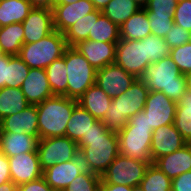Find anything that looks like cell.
<instances>
[{
    "label": "cell",
    "mask_w": 191,
    "mask_h": 191,
    "mask_svg": "<svg viewBox=\"0 0 191 191\" xmlns=\"http://www.w3.org/2000/svg\"><path fill=\"white\" fill-rule=\"evenodd\" d=\"M77 144L85 170L99 176L119 155L118 134L108 130L102 120H96Z\"/></svg>",
    "instance_id": "obj_1"
},
{
    "label": "cell",
    "mask_w": 191,
    "mask_h": 191,
    "mask_svg": "<svg viewBox=\"0 0 191 191\" xmlns=\"http://www.w3.org/2000/svg\"><path fill=\"white\" fill-rule=\"evenodd\" d=\"M148 93L145 82L137 78L125 93L113 97L102 123L108 130L118 133L133 115L143 111Z\"/></svg>",
    "instance_id": "obj_2"
},
{
    "label": "cell",
    "mask_w": 191,
    "mask_h": 191,
    "mask_svg": "<svg viewBox=\"0 0 191 191\" xmlns=\"http://www.w3.org/2000/svg\"><path fill=\"white\" fill-rule=\"evenodd\" d=\"M149 91L163 92L168 98L178 103L187 92L185 75L181 74L170 56L156 63H150L142 75Z\"/></svg>",
    "instance_id": "obj_3"
},
{
    "label": "cell",
    "mask_w": 191,
    "mask_h": 191,
    "mask_svg": "<svg viewBox=\"0 0 191 191\" xmlns=\"http://www.w3.org/2000/svg\"><path fill=\"white\" fill-rule=\"evenodd\" d=\"M78 101L54 95L36 104L39 138L65 136L66 126Z\"/></svg>",
    "instance_id": "obj_4"
},
{
    "label": "cell",
    "mask_w": 191,
    "mask_h": 191,
    "mask_svg": "<svg viewBox=\"0 0 191 191\" xmlns=\"http://www.w3.org/2000/svg\"><path fill=\"white\" fill-rule=\"evenodd\" d=\"M152 132L144 111L133 115L128 120V124L117 133L119 154L144 162H152L150 149Z\"/></svg>",
    "instance_id": "obj_5"
},
{
    "label": "cell",
    "mask_w": 191,
    "mask_h": 191,
    "mask_svg": "<svg viewBox=\"0 0 191 191\" xmlns=\"http://www.w3.org/2000/svg\"><path fill=\"white\" fill-rule=\"evenodd\" d=\"M67 47L64 34L54 30L38 42L23 44L18 56L29 68L45 69L61 58Z\"/></svg>",
    "instance_id": "obj_6"
},
{
    "label": "cell",
    "mask_w": 191,
    "mask_h": 191,
    "mask_svg": "<svg viewBox=\"0 0 191 191\" xmlns=\"http://www.w3.org/2000/svg\"><path fill=\"white\" fill-rule=\"evenodd\" d=\"M68 78V98L78 100L92 85L96 84V69L75 47L65 49Z\"/></svg>",
    "instance_id": "obj_7"
},
{
    "label": "cell",
    "mask_w": 191,
    "mask_h": 191,
    "mask_svg": "<svg viewBox=\"0 0 191 191\" xmlns=\"http://www.w3.org/2000/svg\"><path fill=\"white\" fill-rule=\"evenodd\" d=\"M151 163L119 154L101 175V180L108 184L139 186Z\"/></svg>",
    "instance_id": "obj_8"
},
{
    "label": "cell",
    "mask_w": 191,
    "mask_h": 191,
    "mask_svg": "<svg viewBox=\"0 0 191 191\" xmlns=\"http://www.w3.org/2000/svg\"><path fill=\"white\" fill-rule=\"evenodd\" d=\"M37 153L43 172L57 163L72 161L79 156V148L69 137L59 136L39 139Z\"/></svg>",
    "instance_id": "obj_9"
},
{
    "label": "cell",
    "mask_w": 191,
    "mask_h": 191,
    "mask_svg": "<svg viewBox=\"0 0 191 191\" xmlns=\"http://www.w3.org/2000/svg\"><path fill=\"white\" fill-rule=\"evenodd\" d=\"M115 63L129 74L141 78L150 64L143 40L120 39L116 44Z\"/></svg>",
    "instance_id": "obj_10"
},
{
    "label": "cell",
    "mask_w": 191,
    "mask_h": 191,
    "mask_svg": "<svg viewBox=\"0 0 191 191\" xmlns=\"http://www.w3.org/2000/svg\"><path fill=\"white\" fill-rule=\"evenodd\" d=\"M177 103L163 92L149 91L143 111L152 130L160 126L174 124Z\"/></svg>",
    "instance_id": "obj_11"
},
{
    "label": "cell",
    "mask_w": 191,
    "mask_h": 191,
    "mask_svg": "<svg viewBox=\"0 0 191 191\" xmlns=\"http://www.w3.org/2000/svg\"><path fill=\"white\" fill-rule=\"evenodd\" d=\"M136 79L116 63L96 71V85L112 98L125 93Z\"/></svg>",
    "instance_id": "obj_12"
},
{
    "label": "cell",
    "mask_w": 191,
    "mask_h": 191,
    "mask_svg": "<svg viewBox=\"0 0 191 191\" xmlns=\"http://www.w3.org/2000/svg\"><path fill=\"white\" fill-rule=\"evenodd\" d=\"M11 180L17 185L25 184L42 177L37 152L20 153L8 157Z\"/></svg>",
    "instance_id": "obj_13"
},
{
    "label": "cell",
    "mask_w": 191,
    "mask_h": 191,
    "mask_svg": "<svg viewBox=\"0 0 191 191\" xmlns=\"http://www.w3.org/2000/svg\"><path fill=\"white\" fill-rule=\"evenodd\" d=\"M151 139L150 149L152 162L157 158L177 151L187 144L174 124L160 126L153 130Z\"/></svg>",
    "instance_id": "obj_14"
},
{
    "label": "cell",
    "mask_w": 191,
    "mask_h": 191,
    "mask_svg": "<svg viewBox=\"0 0 191 191\" xmlns=\"http://www.w3.org/2000/svg\"><path fill=\"white\" fill-rule=\"evenodd\" d=\"M27 133L39 140L38 114L36 105H28L24 110L11 114L0 121V133Z\"/></svg>",
    "instance_id": "obj_15"
},
{
    "label": "cell",
    "mask_w": 191,
    "mask_h": 191,
    "mask_svg": "<svg viewBox=\"0 0 191 191\" xmlns=\"http://www.w3.org/2000/svg\"><path fill=\"white\" fill-rule=\"evenodd\" d=\"M22 24L24 29V44L38 42L55 30L53 13L49 9L33 8Z\"/></svg>",
    "instance_id": "obj_16"
},
{
    "label": "cell",
    "mask_w": 191,
    "mask_h": 191,
    "mask_svg": "<svg viewBox=\"0 0 191 191\" xmlns=\"http://www.w3.org/2000/svg\"><path fill=\"white\" fill-rule=\"evenodd\" d=\"M85 171L83 160L80 156L72 161L55 164L43 171L42 177L54 191H63L70 182Z\"/></svg>",
    "instance_id": "obj_17"
},
{
    "label": "cell",
    "mask_w": 191,
    "mask_h": 191,
    "mask_svg": "<svg viewBox=\"0 0 191 191\" xmlns=\"http://www.w3.org/2000/svg\"><path fill=\"white\" fill-rule=\"evenodd\" d=\"M95 10L96 8L90 0H80L73 4L56 5L52 10L54 29L60 33H64L78 20Z\"/></svg>",
    "instance_id": "obj_18"
},
{
    "label": "cell",
    "mask_w": 191,
    "mask_h": 191,
    "mask_svg": "<svg viewBox=\"0 0 191 191\" xmlns=\"http://www.w3.org/2000/svg\"><path fill=\"white\" fill-rule=\"evenodd\" d=\"M20 89L30 105L42 103L53 95L45 69L30 68Z\"/></svg>",
    "instance_id": "obj_19"
},
{
    "label": "cell",
    "mask_w": 191,
    "mask_h": 191,
    "mask_svg": "<svg viewBox=\"0 0 191 191\" xmlns=\"http://www.w3.org/2000/svg\"><path fill=\"white\" fill-rule=\"evenodd\" d=\"M116 44L95 42L87 39L79 42L74 47L97 70L108 64L115 63Z\"/></svg>",
    "instance_id": "obj_20"
},
{
    "label": "cell",
    "mask_w": 191,
    "mask_h": 191,
    "mask_svg": "<svg viewBox=\"0 0 191 191\" xmlns=\"http://www.w3.org/2000/svg\"><path fill=\"white\" fill-rule=\"evenodd\" d=\"M170 179H174L191 170V143H187L177 151L157 158L154 162Z\"/></svg>",
    "instance_id": "obj_21"
},
{
    "label": "cell",
    "mask_w": 191,
    "mask_h": 191,
    "mask_svg": "<svg viewBox=\"0 0 191 191\" xmlns=\"http://www.w3.org/2000/svg\"><path fill=\"white\" fill-rule=\"evenodd\" d=\"M38 140L27 133H0V151L7 157L37 152Z\"/></svg>",
    "instance_id": "obj_22"
},
{
    "label": "cell",
    "mask_w": 191,
    "mask_h": 191,
    "mask_svg": "<svg viewBox=\"0 0 191 191\" xmlns=\"http://www.w3.org/2000/svg\"><path fill=\"white\" fill-rule=\"evenodd\" d=\"M112 99L99 86L94 84L77 101L96 120H102Z\"/></svg>",
    "instance_id": "obj_23"
},
{
    "label": "cell",
    "mask_w": 191,
    "mask_h": 191,
    "mask_svg": "<svg viewBox=\"0 0 191 191\" xmlns=\"http://www.w3.org/2000/svg\"><path fill=\"white\" fill-rule=\"evenodd\" d=\"M95 42L118 43L120 40V27L110 21L100 10L93 11L92 37Z\"/></svg>",
    "instance_id": "obj_24"
},
{
    "label": "cell",
    "mask_w": 191,
    "mask_h": 191,
    "mask_svg": "<svg viewBox=\"0 0 191 191\" xmlns=\"http://www.w3.org/2000/svg\"><path fill=\"white\" fill-rule=\"evenodd\" d=\"M151 35L146 10L140 9L120 26V39L141 40Z\"/></svg>",
    "instance_id": "obj_25"
},
{
    "label": "cell",
    "mask_w": 191,
    "mask_h": 191,
    "mask_svg": "<svg viewBox=\"0 0 191 191\" xmlns=\"http://www.w3.org/2000/svg\"><path fill=\"white\" fill-rule=\"evenodd\" d=\"M32 9L28 0H1L0 27L22 23Z\"/></svg>",
    "instance_id": "obj_26"
},
{
    "label": "cell",
    "mask_w": 191,
    "mask_h": 191,
    "mask_svg": "<svg viewBox=\"0 0 191 191\" xmlns=\"http://www.w3.org/2000/svg\"><path fill=\"white\" fill-rule=\"evenodd\" d=\"M96 119L79 104L73 109L70 120L66 126L65 136L78 142L90 130Z\"/></svg>",
    "instance_id": "obj_27"
},
{
    "label": "cell",
    "mask_w": 191,
    "mask_h": 191,
    "mask_svg": "<svg viewBox=\"0 0 191 191\" xmlns=\"http://www.w3.org/2000/svg\"><path fill=\"white\" fill-rule=\"evenodd\" d=\"M29 103L20 88L3 87L0 89V121L24 110Z\"/></svg>",
    "instance_id": "obj_28"
},
{
    "label": "cell",
    "mask_w": 191,
    "mask_h": 191,
    "mask_svg": "<svg viewBox=\"0 0 191 191\" xmlns=\"http://www.w3.org/2000/svg\"><path fill=\"white\" fill-rule=\"evenodd\" d=\"M48 82L53 95L68 97L67 67L65 64V51L61 58L54 60L45 68Z\"/></svg>",
    "instance_id": "obj_29"
},
{
    "label": "cell",
    "mask_w": 191,
    "mask_h": 191,
    "mask_svg": "<svg viewBox=\"0 0 191 191\" xmlns=\"http://www.w3.org/2000/svg\"><path fill=\"white\" fill-rule=\"evenodd\" d=\"M24 44L22 23H13L0 27V48L5 54L18 55Z\"/></svg>",
    "instance_id": "obj_30"
},
{
    "label": "cell",
    "mask_w": 191,
    "mask_h": 191,
    "mask_svg": "<svg viewBox=\"0 0 191 191\" xmlns=\"http://www.w3.org/2000/svg\"><path fill=\"white\" fill-rule=\"evenodd\" d=\"M140 10L134 0H111L102 13L119 27Z\"/></svg>",
    "instance_id": "obj_31"
},
{
    "label": "cell",
    "mask_w": 191,
    "mask_h": 191,
    "mask_svg": "<svg viewBox=\"0 0 191 191\" xmlns=\"http://www.w3.org/2000/svg\"><path fill=\"white\" fill-rule=\"evenodd\" d=\"M174 126L187 143L191 142V92L186 94L177 103Z\"/></svg>",
    "instance_id": "obj_32"
},
{
    "label": "cell",
    "mask_w": 191,
    "mask_h": 191,
    "mask_svg": "<svg viewBox=\"0 0 191 191\" xmlns=\"http://www.w3.org/2000/svg\"><path fill=\"white\" fill-rule=\"evenodd\" d=\"M172 179H170L156 165L151 163L140 186L144 191H171Z\"/></svg>",
    "instance_id": "obj_33"
},
{
    "label": "cell",
    "mask_w": 191,
    "mask_h": 191,
    "mask_svg": "<svg viewBox=\"0 0 191 191\" xmlns=\"http://www.w3.org/2000/svg\"><path fill=\"white\" fill-rule=\"evenodd\" d=\"M92 26L93 12L78 20L63 33L67 46L74 47L79 42L86 41L89 37H92Z\"/></svg>",
    "instance_id": "obj_34"
},
{
    "label": "cell",
    "mask_w": 191,
    "mask_h": 191,
    "mask_svg": "<svg viewBox=\"0 0 191 191\" xmlns=\"http://www.w3.org/2000/svg\"><path fill=\"white\" fill-rule=\"evenodd\" d=\"M30 68L21 60L18 55H10L7 67V87L20 88Z\"/></svg>",
    "instance_id": "obj_35"
},
{
    "label": "cell",
    "mask_w": 191,
    "mask_h": 191,
    "mask_svg": "<svg viewBox=\"0 0 191 191\" xmlns=\"http://www.w3.org/2000/svg\"><path fill=\"white\" fill-rule=\"evenodd\" d=\"M142 40L145 43L146 58L150 63H156L162 58H166L170 55V47L165 42L164 38L151 34Z\"/></svg>",
    "instance_id": "obj_36"
},
{
    "label": "cell",
    "mask_w": 191,
    "mask_h": 191,
    "mask_svg": "<svg viewBox=\"0 0 191 191\" xmlns=\"http://www.w3.org/2000/svg\"><path fill=\"white\" fill-rule=\"evenodd\" d=\"M101 176L85 170L78 175L63 191H100Z\"/></svg>",
    "instance_id": "obj_37"
},
{
    "label": "cell",
    "mask_w": 191,
    "mask_h": 191,
    "mask_svg": "<svg viewBox=\"0 0 191 191\" xmlns=\"http://www.w3.org/2000/svg\"><path fill=\"white\" fill-rule=\"evenodd\" d=\"M146 14L151 27V34L164 38L174 24L173 15L153 13L150 10H146Z\"/></svg>",
    "instance_id": "obj_38"
},
{
    "label": "cell",
    "mask_w": 191,
    "mask_h": 191,
    "mask_svg": "<svg viewBox=\"0 0 191 191\" xmlns=\"http://www.w3.org/2000/svg\"><path fill=\"white\" fill-rule=\"evenodd\" d=\"M169 56L175 62L181 74L185 75L191 71V41L170 49Z\"/></svg>",
    "instance_id": "obj_39"
},
{
    "label": "cell",
    "mask_w": 191,
    "mask_h": 191,
    "mask_svg": "<svg viewBox=\"0 0 191 191\" xmlns=\"http://www.w3.org/2000/svg\"><path fill=\"white\" fill-rule=\"evenodd\" d=\"M173 21L174 24L191 32V0H178Z\"/></svg>",
    "instance_id": "obj_40"
},
{
    "label": "cell",
    "mask_w": 191,
    "mask_h": 191,
    "mask_svg": "<svg viewBox=\"0 0 191 191\" xmlns=\"http://www.w3.org/2000/svg\"><path fill=\"white\" fill-rule=\"evenodd\" d=\"M164 40L170 49H172L191 41V32L176 24H173L171 30L164 37Z\"/></svg>",
    "instance_id": "obj_41"
},
{
    "label": "cell",
    "mask_w": 191,
    "mask_h": 191,
    "mask_svg": "<svg viewBox=\"0 0 191 191\" xmlns=\"http://www.w3.org/2000/svg\"><path fill=\"white\" fill-rule=\"evenodd\" d=\"M177 4L178 0H149L144 9L153 13L174 15Z\"/></svg>",
    "instance_id": "obj_42"
},
{
    "label": "cell",
    "mask_w": 191,
    "mask_h": 191,
    "mask_svg": "<svg viewBox=\"0 0 191 191\" xmlns=\"http://www.w3.org/2000/svg\"><path fill=\"white\" fill-rule=\"evenodd\" d=\"M171 191H191V170L172 179Z\"/></svg>",
    "instance_id": "obj_43"
},
{
    "label": "cell",
    "mask_w": 191,
    "mask_h": 191,
    "mask_svg": "<svg viewBox=\"0 0 191 191\" xmlns=\"http://www.w3.org/2000/svg\"><path fill=\"white\" fill-rule=\"evenodd\" d=\"M18 191H54L43 177L18 186Z\"/></svg>",
    "instance_id": "obj_44"
},
{
    "label": "cell",
    "mask_w": 191,
    "mask_h": 191,
    "mask_svg": "<svg viewBox=\"0 0 191 191\" xmlns=\"http://www.w3.org/2000/svg\"><path fill=\"white\" fill-rule=\"evenodd\" d=\"M12 181L8 157L0 151V185Z\"/></svg>",
    "instance_id": "obj_45"
},
{
    "label": "cell",
    "mask_w": 191,
    "mask_h": 191,
    "mask_svg": "<svg viewBox=\"0 0 191 191\" xmlns=\"http://www.w3.org/2000/svg\"><path fill=\"white\" fill-rule=\"evenodd\" d=\"M10 60V55L5 54L0 58V89L7 87V67Z\"/></svg>",
    "instance_id": "obj_46"
},
{
    "label": "cell",
    "mask_w": 191,
    "mask_h": 191,
    "mask_svg": "<svg viewBox=\"0 0 191 191\" xmlns=\"http://www.w3.org/2000/svg\"><path fill=\"white\" fill-rule=\"evenodd\" d=\"M100 191H132V187L120 184H108L101 180Z\"/></svg>",
    "instance_id": "obj_47"
},
{
    "label": "cell",
    "mask_w": 191,
    "mask_h": 191,
    "mask_svg": "<svg viewBox=\"0 0 191 191\" xmlns=\"http://www.w3.org/2000/svg\"><path fill=\"white\" fill-rule=\"evenodd\" d=\"M33 8L53 10L54 0H28Z\"/></svg>",
    "instance_id": "obj_48"
},
{
    "label": "cell",
    "mask_w": 191,
    "mask_h": 191,
    "mask_svg": "<svg viewBox=\"0 0 191 191\" xmlns=\"http://www.w3.org/2000/svg\"><path fill=\"white\" fill-rule=\"evenodd\" d=\"M0 191H18V186L13 181H9L0 185Z\"/></svg>",
    "instance_id": "obj_49"
},
{
    "label": "cell",
    "mask_w": 191,
    "mask_h": 191,
    "mask_svg": "<svg viewBox=\"0 0 191 191\" xmlns=\"http://www.w3.org/2000/svg\"><path fill=\"white\" fill-rule=\"evenodd\" d=\"M90 1L94 4L96 10L103 11V9L111 0H90Z\"/></svg>",
    "instance_id": "obj_50"
},
{
    "label": "cell",
    "mask_w": 191,
    "mask_h": 191,
    "mask_svg": "<svg viewBox=\"0 0 191 191\" xmlns=\"http://www.w3.org/2000/svg\"><path fill=\"white\" fill-rule=\"evenodd\" d=\"M80 0H54V6L63 4H73Z\"/></svg>",
    "instance_id": "obj_51"
},
{
    "label": "cell",
    "mask_w": 191,
    "mask_h": 191,
    "mask_svg": "<svg viewBox=\"0 0 191 191\" xmlns=\"http://www.w3.org/2000/svg\"><path fill=\"white\" fill-rule=\"evenodd\" d=\"M187 91L191 92V71L185 74Z\"/></svg>",
    "instance_id": "obj_52"
},
{
    "label": "cell",
    "mask_w": 191,
    "mask_h": 191,
    "mask_svg": "<svg viewBox=\"0 0 191 191\" xmlns=\"http://www.w3.org/2000/svg\"><path fill=\"white\" fill-rule=\"evenodd\" d=\"M134 1L138 5V7H140V9H144L149 2V0H134Z\"/></svg>",
    "instance_id": "obj_53"
},
{
    "label": "cell",
    "mask_w": 191,
    "mask_h": 191,
    "mask_svg": "<svg viewBox=\"0 0 191 191\" xmlns=\"http://www.w3.org/2000/svg\"><path fill=\"white\" fill-rule=\"evenodd\" d=\"M132 191H144L142 188H141V186L139 185V186H134V187H132Z\"/></svg>",
    "instance_id": "obj_54"
},
{
    "label": "cell",
    "mask_w": 191,
    "mask_h": 191,
    "mask_svg": "<svg viewBox=\"0 0 191 191\" xmlns=\"http://www.w3.org/2000/svg\"><path fill=\"white\" fill-rule=\"evenodd\" d=\"M5 55V53L3 52V50L0 48V58L3 57Z\"/></svg>",
    "instance_id": "obj_55"
}]
</instances>
